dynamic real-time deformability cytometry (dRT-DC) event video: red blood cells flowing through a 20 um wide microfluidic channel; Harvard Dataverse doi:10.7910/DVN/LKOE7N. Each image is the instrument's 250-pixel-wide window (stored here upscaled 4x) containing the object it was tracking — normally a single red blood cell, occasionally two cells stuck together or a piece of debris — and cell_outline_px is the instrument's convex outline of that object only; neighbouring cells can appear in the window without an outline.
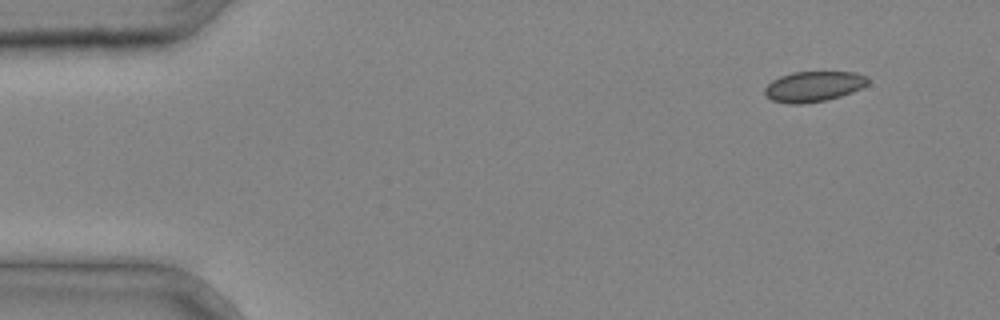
{"species": "common noctule bat (a hibernating species)", "species_latin": "Nyctalus noctula", "temperature_condition": "cold", "stored_images_in_passage": 3, "camera_frame_rate_fps": 3000, "um_per_image_px": 0.085, "animal": {"sex": "male", "body_mass_g": 20.4}, "frame": {"image": 1, "passage_image": 1, "time_ms": 0.0, "image_size_px": [1000, 320], "cell_outline_px": [[868, 84], [852, 92], [840, 96], [824, 100], [800, 104], [788, 104], [772, 100], [764, 96], [764, 88], [772, 80], [780, 76], [792, 72], [856, 72], [868, 76]], "centroid_in_image_um": [69.13, 7.34], "position_along_channel_um": 15.9, "area_um2": 18.32}}
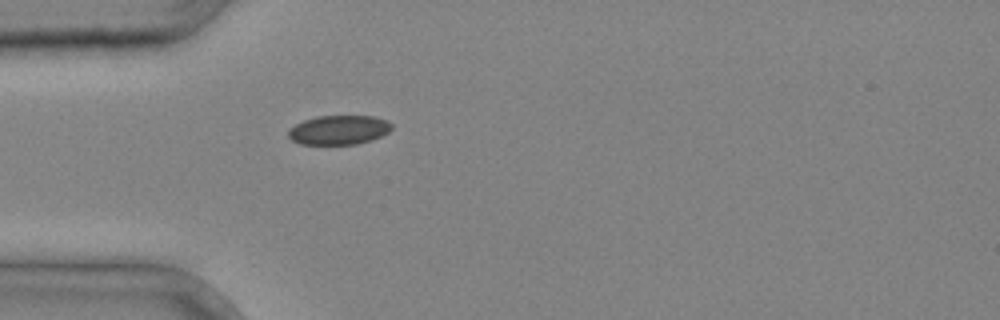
{"frame": {"image": 2, "passage_image": 3, "time_ms": 0.667, "image_size_px": [1000, 320], "cell_outline_px": [[392, 128], [388, 132], [380, 136], [356, 144], [300, 144], [292, 140], [288, 136], [288, 128], [304, 120], [316, 116], [372, 116], [388, 120], [392, 124]], "centroid_in_image_um": [28.78, 11.03], "position_along_channel_um": 56.2, "area_um2": 17.57}}